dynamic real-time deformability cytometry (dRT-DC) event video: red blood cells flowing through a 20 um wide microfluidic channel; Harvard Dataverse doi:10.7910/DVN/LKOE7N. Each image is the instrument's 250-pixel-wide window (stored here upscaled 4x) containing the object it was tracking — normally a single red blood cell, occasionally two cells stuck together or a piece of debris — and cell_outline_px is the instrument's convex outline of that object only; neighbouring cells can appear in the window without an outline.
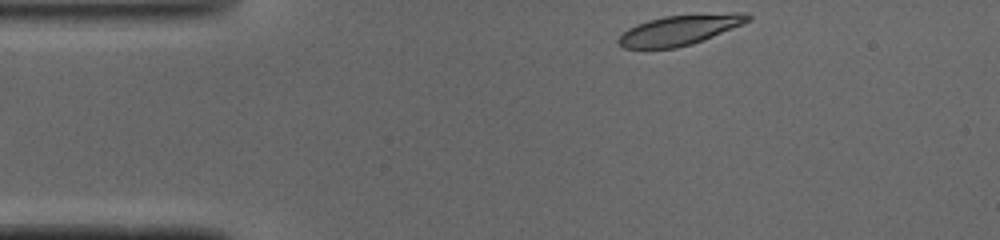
{"species": "common noctule bat (a hibernating species)", "species_latin": "Nyctalus noctula", "temperature_condition": "cold", "stored_images_in_passage": 42, "camera_frame_rate_fps": 3000, "um_per_image_px": 0.085, "animal": {"sex": "male", "body_mass_g": 19.0, "forearm_length_mm": 50.8}, "frame": {"image": 1, "passage_image": 1, "time_ms": 0.0, "image_size_px": [1000, 240], "cell_outline_px": [[752, 20], [692, 44], [676, 48], [624, 48], [616, 40], [628, 28], [636, 24], [648, 20], [664, 16], [732, 12], [748, 12], [752, 16]], "centroid_in_image_um": [57.81, 2.53], "position_along_channel_um": 27.2, "area_um2": 22.66}}
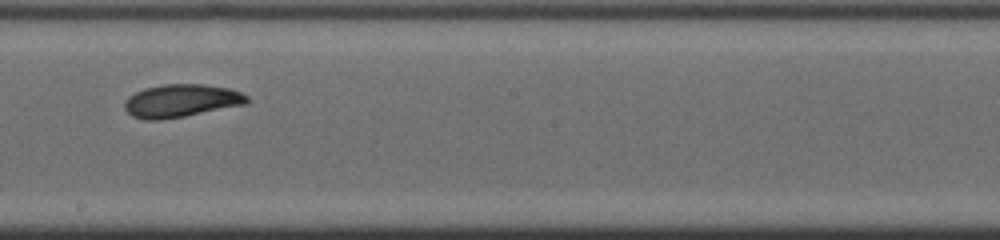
{"frame": {"image": 2, "passage_image": 20, "time_ms": 6.333, "image_size_px": [1000, 240], "cell_outline_px": [[248, 104], [184, 116], [160, 120], [144, 120], [132, 116], [124, 108], [124, 100], [128, 96], [144, 88], [164, 84], [204, 84], [228, 88], [240, 92], [248, 96]], "centroid_in_image_um": [15.39, 8.56], "position_along_channel_um": 232.8, "area_um2": 23.58}}
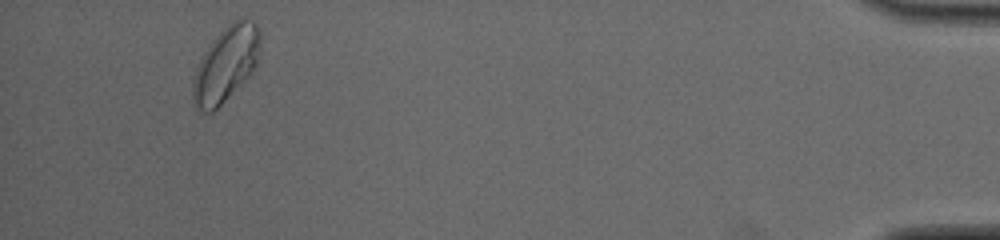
{"frame": {"image": 3, "passage_image": 39, "time_ms": 12.667, "image_size_px": [1000, 240], "cell_outline_px": [[260, 52], [256, 64], [252, 72], [212, 112], [204, 112], [192, 100], [192, 84], [196, 68], [204, 52], [212, 40], [232, 20], [252, 20], [256, 24], [260, 32]], "centroid_in_image_um": [19.21, 5.42], "position_along_channel_um": 416.0, "area_um2": 28.9}, "authors_computed_cell_mechanics": {"area_um2": 23.698, "velocity_mm_per_s": 4.0545, "shape_relaxation_time_tau1_ms": 4.439, "shape_relaxation_time_tau2_ms": 4.9248, "deformation_change_tau1": 0.149, "deformation_change_tau2": 0.0838}}